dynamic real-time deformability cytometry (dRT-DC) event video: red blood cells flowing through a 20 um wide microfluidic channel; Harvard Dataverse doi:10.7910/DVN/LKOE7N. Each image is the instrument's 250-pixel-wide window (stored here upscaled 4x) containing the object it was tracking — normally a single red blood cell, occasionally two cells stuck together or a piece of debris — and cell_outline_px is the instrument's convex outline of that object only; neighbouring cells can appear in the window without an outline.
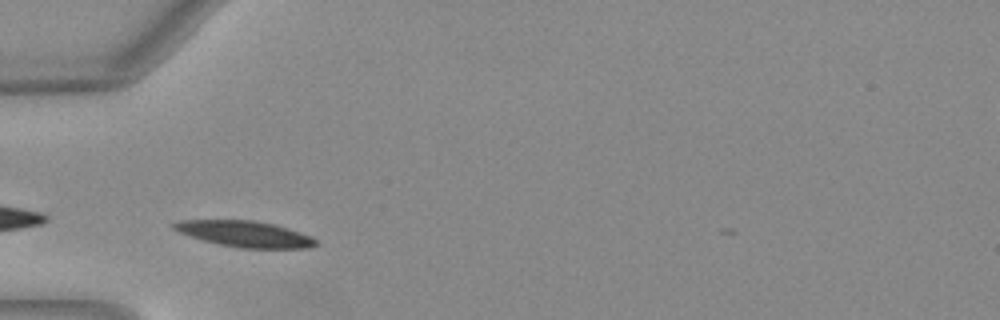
{"species": "Egyptian fruit bat (a non-hibernating species)", "species_latin": "Rousettus aegyptiacus", "temperature_condition": "warm", "stored_images_in_passage": 22, "camera_frame_rate_fps": 3000, "um_per_image_px": 0.085, "animal": {"sex": "female"}, "frame": {"image": 1, "passage_image": 1, "time_ms": 0.0, "image_size_px": [1000, 320], "cell_outline_px": [[316, 244], [308, 248], [236, 248], [188, 236], [172, 228], [172, 224], [180, 220], [252, 220], [272, 224], [300, 232], [312, 236], [316, 240]], "centroid_in_image_um": [20.79, 19.88], "position_along_channel_um": 64.2, "area_um2": 21.33}}
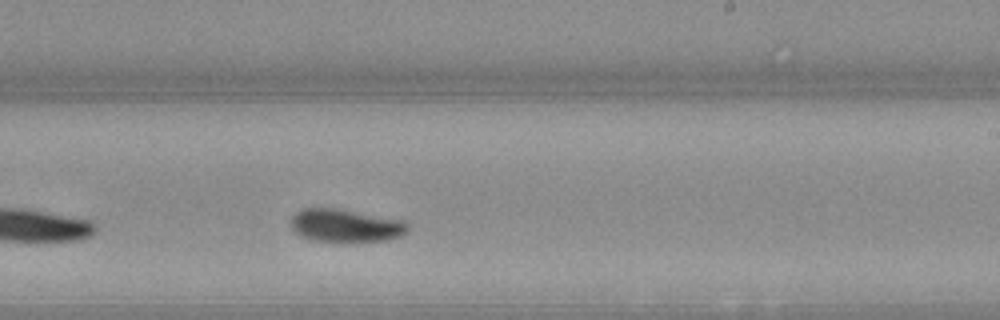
{"frame": {"image": 2, "passage_image": 16, "time_ms": 5.0, "image_size_px": [1000, 320], "cell_outline_px": [[408, 232], [400, 236], [388, 240], [344, 244], [308, 240], [300, 236], [292, 228], [292, 216], [296, 212], [304, 208], [332, 208], [404, 220], [408, 228]], "centroid_in_image_um": [29.37, 19.23], "position_along_channel_um": 259.6, "area_um2": 23.0}}
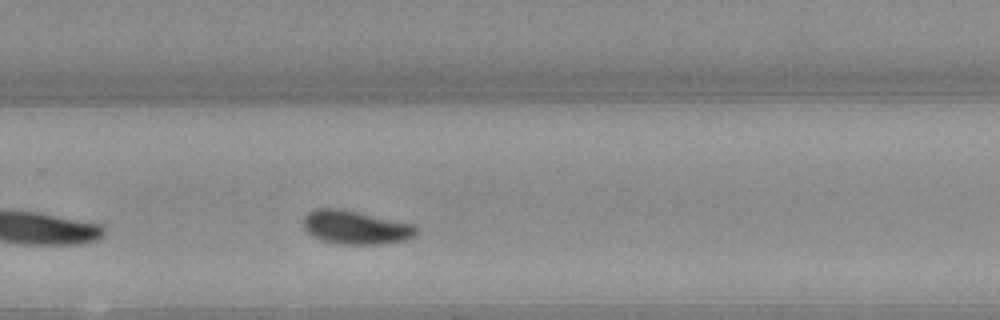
{"frame": {"image": 3, "passage_image": 19, "time_ms": 6.0, "image_size_px": [1000, 320], "cell_outline_px": [[416, 232], [408, 240], [384, 244], [340, 244], [320, 240], [312, 236], [304, 228], [304, 216], [312, 208], [340, 208], [416, 224]], "centroid_in_image_um": [30.22, 19.32], "position_along_channel_um": 299.6, "area_um2": 22.37}}